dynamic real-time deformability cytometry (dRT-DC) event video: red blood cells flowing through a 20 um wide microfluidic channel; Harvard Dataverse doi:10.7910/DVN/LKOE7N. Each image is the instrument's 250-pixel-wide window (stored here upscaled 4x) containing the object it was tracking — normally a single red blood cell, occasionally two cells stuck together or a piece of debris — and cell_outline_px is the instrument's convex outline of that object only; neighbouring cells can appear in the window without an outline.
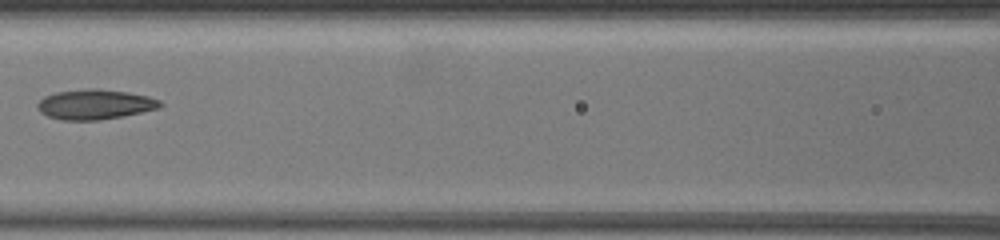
{"species": "common noctule bat (a hibernating species)", "species_latin": "Nyctalus noctula", "temperature_condition": "warm", "stored_images_in_passage": 29, "camera_frame_rate_fps": 3000, "um_per_image_px": 0.085, "animal": {"sex": "female", "body_mass_g": 19.5, "forearm_length_mm": 54.1}, "frame": {"image": 1, "passage_image": 13, "time_ms": 7.0, "image_size_px": [1000, 240], "cell_outline_px": [[164, 104], [160, 108], [124, 116], [100, 120], [60, 120], [48, 116], [40, 112], [36, 108], [36, 104], [44, 96], [56, 92], [88, 88], [96, 88], [124, 92], [148, 96], [160, 100]], "centroid_in_image_um": [8.06, 8.88], "position_along_channel_um": 158.5, "area_um2": 21.56}}
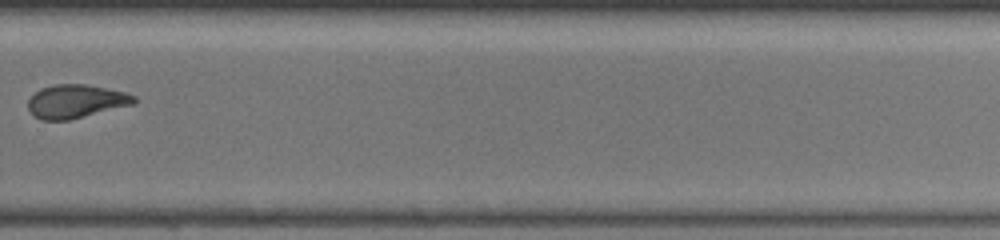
{"frame": {"image": 2, "passage_image": 20, "time_ms": 11.0, "image_size_px": [1000, 240], "cell_outline_px": [[136, 104], [68, 120], [40, 120], [32, 116], [28, 108], [28, 100], [40, 88], [56, 84], [88, 84], [124, 92], [136, 96]], "centroid_in_image_um": [6.45, 8.62], "position_along_channel_um": 323.4, "area_um2": 20.81}}